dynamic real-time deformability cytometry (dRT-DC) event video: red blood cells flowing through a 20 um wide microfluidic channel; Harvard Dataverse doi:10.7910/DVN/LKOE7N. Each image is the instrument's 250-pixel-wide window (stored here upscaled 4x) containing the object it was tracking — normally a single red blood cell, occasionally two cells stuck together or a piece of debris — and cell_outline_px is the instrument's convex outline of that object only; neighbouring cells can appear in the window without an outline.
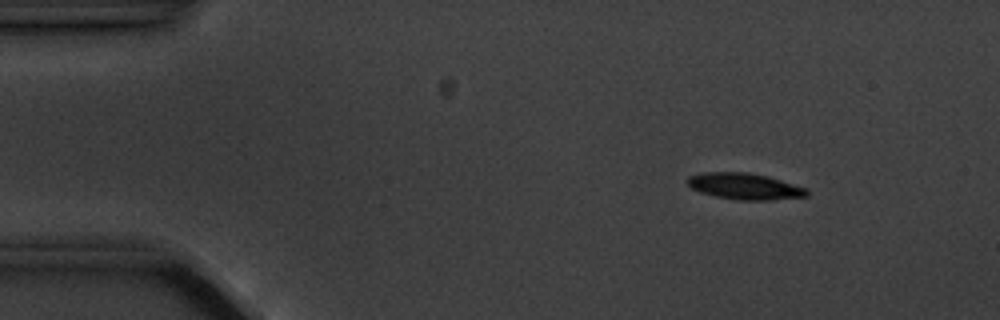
{"species": "common noctule bat (a hibernating species)", "species_latin": "Nyctalus noctula", "temperature_condition": "cold", "stored_images_in_passage": 5, "camera_frame_rate_fps": 3000, "um_per_image_px": 0.085, "animal": {"sex": "male", "body_mass_g": 20.1, "forearm_length_mm": 53.5}, "frame": {"image": 1, "passage_image": 2, "time_ms": 1.333, "image_size_px": [1000, 320], "cell_outline_px": [[808, 196], [772, 200], [736, 200], [716, 196], [700, 192], [692, 188], [688, 184], [688, 176], [700, 172], [748, 172], [768, 176], [808, 188]], "centroid_in_image_um": [63.32, 15.83], "position_along_channel_um": 21.7, "area_um2": 18.44}}